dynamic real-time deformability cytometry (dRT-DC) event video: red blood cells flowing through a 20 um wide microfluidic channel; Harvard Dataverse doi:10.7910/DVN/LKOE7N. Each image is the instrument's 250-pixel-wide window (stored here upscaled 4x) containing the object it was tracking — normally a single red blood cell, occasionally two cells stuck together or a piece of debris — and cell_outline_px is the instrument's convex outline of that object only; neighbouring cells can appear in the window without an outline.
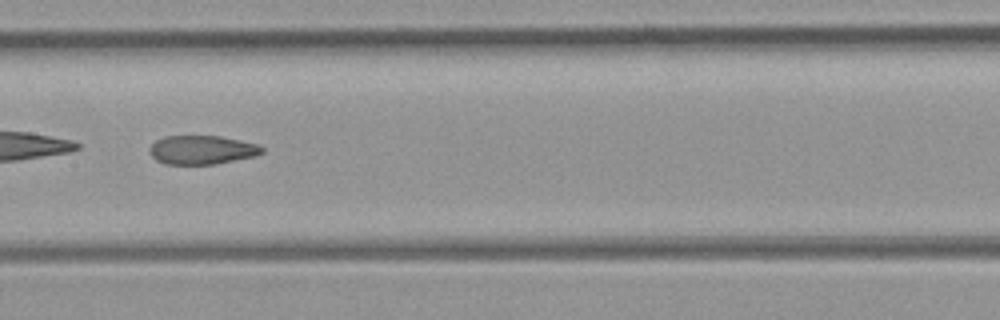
{"species": "common noctule bat (a hibernating species)", "species_latin": "Nyctalus noctula", "temperature_condition": "room temperature", "stored_images_in_passage": 34, "camera_frame_rate_fps": 3000, "um_per_image_px": 0.085, "animal": {"sex": "female", "body_mass_g": 21.9}, "frame": {"image": 1, "passage_image": 10, "time_ms": 3.0, "image_size_px": [1000, 320], "cell_outline_px": [[264, 152], [256, 156], [216, 164], [164, 164], [156, 160], [148, 152], [148, 148], [156, 140], [164, 136], [220, 136], [240, 140], [256, 144], [264, 148]], "centroid_in_image_um": [17.15, 12.74], "position_along_channel_um": 190.3, "area_um2": 19.02}}